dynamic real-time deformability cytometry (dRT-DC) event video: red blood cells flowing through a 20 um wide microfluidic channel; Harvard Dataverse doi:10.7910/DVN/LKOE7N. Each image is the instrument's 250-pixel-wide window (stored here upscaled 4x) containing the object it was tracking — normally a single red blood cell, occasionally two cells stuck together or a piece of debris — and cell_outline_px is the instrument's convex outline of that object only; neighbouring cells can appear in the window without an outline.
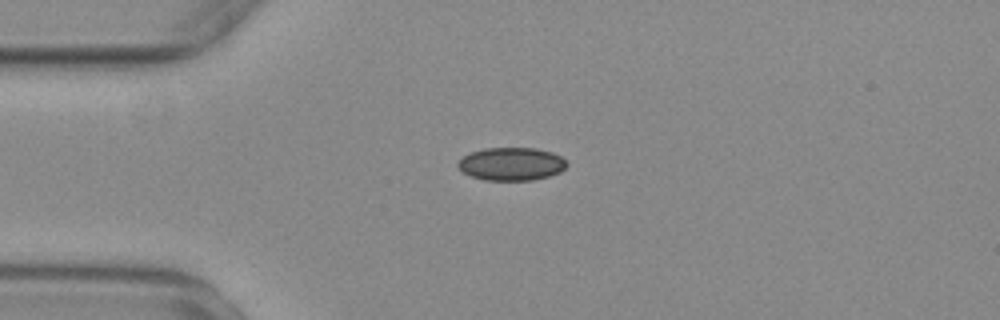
{"species": "common noctule bat (a hibernating species)", "species_latin": "Nyctalus noctula", "temperature_condition": "warm", "stored_images_in_passage": 55, "camera_frame_rate_fps": 3000, "um_per_image_px": 0.085, "animal": {"sex": "female", "body_mass_g": 29.2, "forearm_length_mm": 56.3}, "frame": {"image": 1, "passage_image": 13, "time_ms": 4.0, "image_size_px": [1000, 320], "cell_outline_px": [[568, 164], [560, 172], [548, 176], [532, 180], [484, 180], [472, 176], [464, 172], [456, 164], [464, 156], [472, 152], [484, 148], [536, 148], [552, 152], [560, 156]], "centroid_in_image_um": [43.48, 13.93], "position_along_channel_um": 41.5, "area_um2": 20.75}}
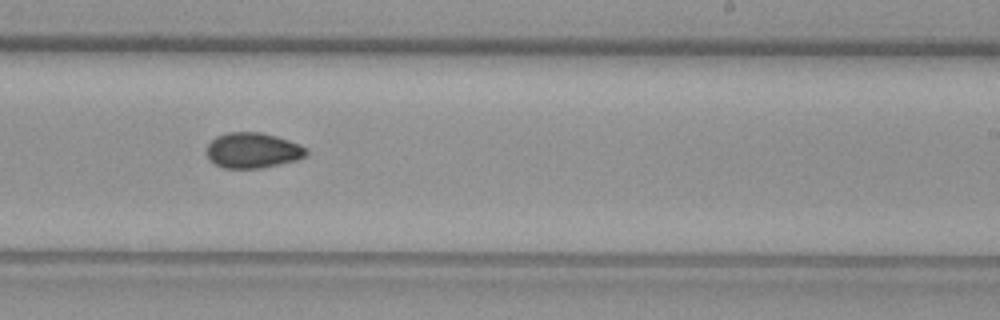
{"frame": {"image": 2, "passage_image": 33, "time_ms": 10.667, "image_size_px": [1000, 320], "cell_outline_px": [[308, 156], [296, 160], [280, 164], [260, 168], [224, 168], [208, 160], [204, 152], [208, 144], [216, 136], [228, 132], [260, 132], [276, 136], [300, 144], [308, 148]], "centroid_in_image_um": [21.47, 12.78], "position_along_channel_um": 267.5, "area_um2": 20.87}}
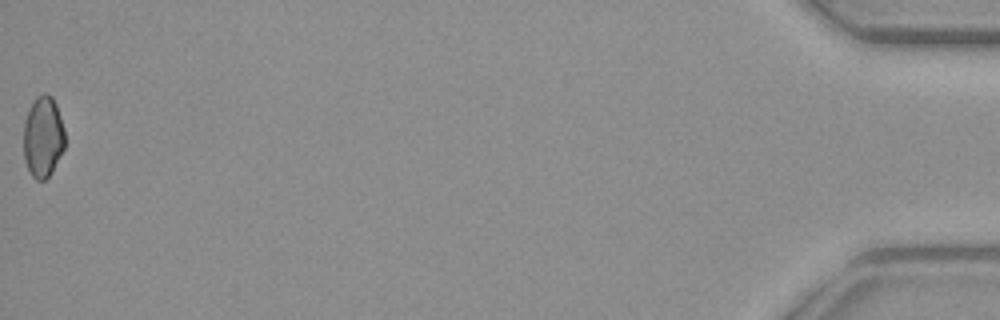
{"frame": {"image": 3, "passage_image": 55, "time_ms": 18.0, "image_size_px": [1000, 320], "cell_outline_px": [[64, 148], [52, 172], [44, 180], [36, 180], [32, 176], [24, 160], [24, 120], [36, 96], [44, 92], [52, 96], [56, 104], [64, 128]], "centroid_in_image_um": [3.66, 11.63], "position_along_channel_um": 431.5, "area_um2": 19.48}, "authors_computed_cell_mechanics": {"area_um2": 20.23, "velocity_mm_per_s": 3.7196, "shape_relaxation_time_tau1_ms": null, "shape_relaxation_time_tau2_ms": 2.6858, "deformation_change_tau1": null, "deformation_change_tau2": 0.0506}}